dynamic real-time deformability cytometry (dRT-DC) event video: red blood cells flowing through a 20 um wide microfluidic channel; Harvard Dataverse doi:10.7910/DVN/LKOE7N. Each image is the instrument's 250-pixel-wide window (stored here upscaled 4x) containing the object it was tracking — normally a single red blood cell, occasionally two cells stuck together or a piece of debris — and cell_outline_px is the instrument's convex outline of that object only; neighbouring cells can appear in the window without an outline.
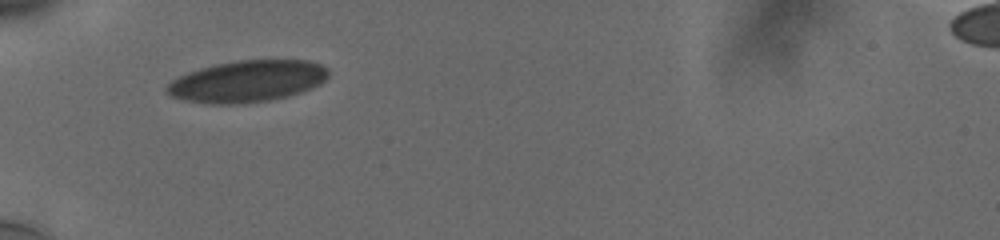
{"species": "human", "species_latin": "Homo sapiens", "temperature_condition": "cold", "stored_images_in_passage": 18, "camera_frame_rate_fps": 3000, "um_per_image_px": 0.085, "donor": {"sex": "male"}, "frame": {"image": 1, "passage_image": 1, "time_ms": 0.0, "image_size_px": [1000, 240], "cell_outline_px": [[328, 76], [320, 84], [300, 92], [288, 96], [268, 100], [236, 104], [216, 104], [188, 100], [172, 96], [164, 88], [172, 80], [188, 72], [200, 68], [216, 64], [236, 60], [308, 60], [320, 64], [328, 68]], "centroid_in_image_um": [21.04, 6.89], "position_along_channel_um": 64.0, "area_um2": 38.84}}